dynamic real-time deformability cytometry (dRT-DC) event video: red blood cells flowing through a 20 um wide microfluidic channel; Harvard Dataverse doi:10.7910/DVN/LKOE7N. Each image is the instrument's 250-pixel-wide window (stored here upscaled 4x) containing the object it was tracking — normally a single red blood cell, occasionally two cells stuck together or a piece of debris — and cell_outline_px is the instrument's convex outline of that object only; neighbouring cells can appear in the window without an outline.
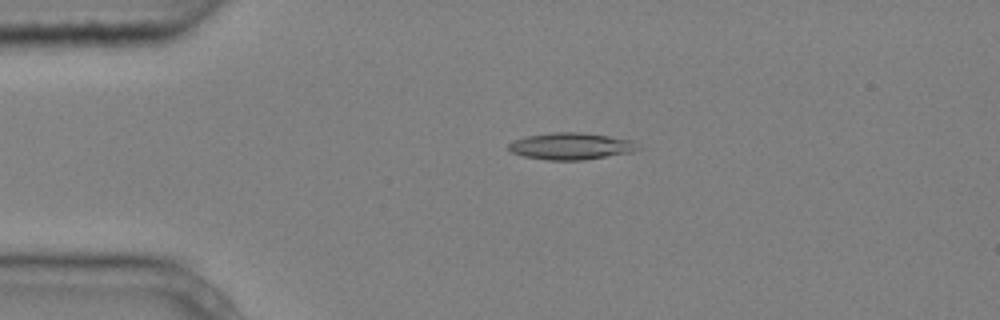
{"species": "common noctule bat (a hibernating species)", "species_latin": "Nyctalus noctula", "temperature_condition": "cold", "stored_images_in_passage": 5, "camera_frame_rate_fps": 3000, "um_per_image_px": 0.085, "animal": {"sex": "male", "body_mass_g": 20.4}, "frame": {"image": 1, "passage_image": 4, "time_ms": 1.0, "image_size_px": [1000, 320], "cell_outline_px": [[644, 148], [632, 152], [584, 160], [548, 160], [524, 156], [512, 152], [508, 148], [508, 144], [516, 140], [528, 136], [552, 132], [580, 132], [608, 136], [632, 140]], "centroid_in_image_um": [48.59, 12.43], "position_along_channel_um": 36.4, "area_um2": 20.17}}